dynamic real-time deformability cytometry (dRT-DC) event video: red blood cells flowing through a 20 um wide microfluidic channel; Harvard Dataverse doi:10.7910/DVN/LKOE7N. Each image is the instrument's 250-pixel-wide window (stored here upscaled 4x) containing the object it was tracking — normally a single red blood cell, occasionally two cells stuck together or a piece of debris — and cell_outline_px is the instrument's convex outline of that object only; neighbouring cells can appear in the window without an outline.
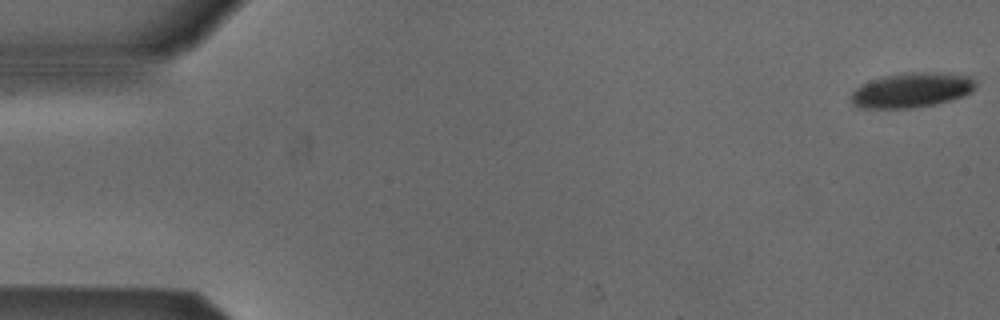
{"species": "Egyptian fruit bat (a non-hibernating species)", "species_latin": "Rousettus aegyptiacus", "temperature_condition": "cold", "stored_images_in_passage": 54, "camera_frame_rate_fps": 3000, "um_per_image_px": 0.085, "animal": {"sex": "male"}, "frame": {"image": 1, "passage_image": 1, "time_ms": 0.0, "image_size_px": [1000, 320], "cell_outline_px": [[976, 88], [972, 92], [964, 96], [952, 100], [912, 108], [860, 108], [852, 104], [848, 96], [856, 88], [872, 80], [884, 76], [912, 72], [932, 72], [972, 76], [976, 80]], "centroid_in_image_um": [77.51, 7.67], "position_along_channel_um": 7.5, "area_um2": 25.37}}
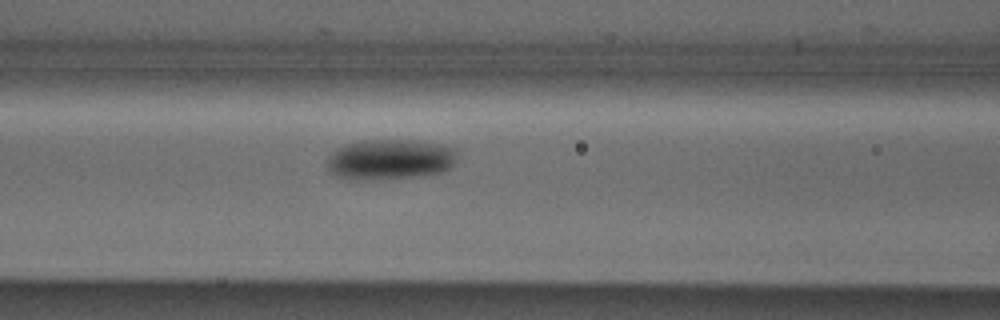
{"frame": {"image": 2, "passage_image": 22, "time_ms": 7.0, "image_size_px": [1000, 320], "cell_outline_px": [[456, 160], [452, 168], [444, 172], [424, 176], [368, 180], [348, 180], [336, 176], [328, 168], [328, 156], [336, 148], [348, 144], [364, 140], [416, 140], [440, 144], [456, 148]], "centroid_in_image_um": [33.19, 13.56], "position_along_channel_um": 133.4, "area_um2": 31.15}}
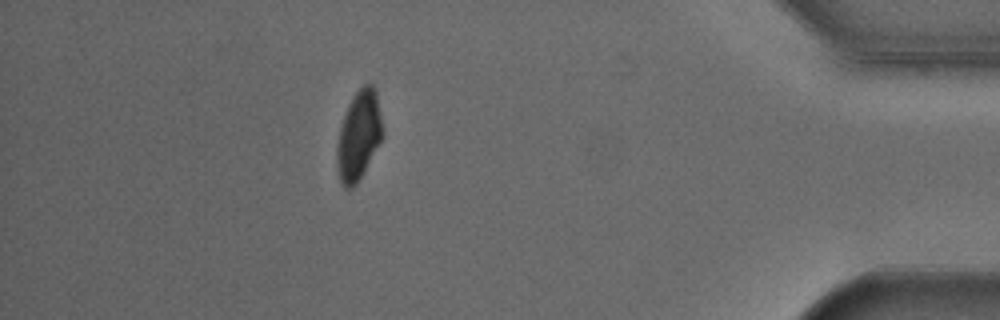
{"frame": {"image": 3, "passage_image": 47, "time_ms": 15.333, "image_size_px": [1000, 320], "cell_outline_px": [[384, 136], [356, 184], [352, 188], [344, 188], [340, 180], [336, 168], [336, 148], [340, 128], [348, 104], [352, 96], [364, 84], [372, 84], [376, 92], [384, 132]], "centroid_in_image_um": [30.49, 11.52], "position_along_channel_um": 404.7, "area_um2": 23.7}, "authors_computed_cell_mechanics": {"area_um2": 26.7614, "velocity_mm_per_s": 3.8582, "shape_relaxation_time_tau1_ms": 4.7118, "shape_relaxation_time_tau2_ms": null, "deformation_change_tau1": 0.0953, "deformation_change_tau2": null}}